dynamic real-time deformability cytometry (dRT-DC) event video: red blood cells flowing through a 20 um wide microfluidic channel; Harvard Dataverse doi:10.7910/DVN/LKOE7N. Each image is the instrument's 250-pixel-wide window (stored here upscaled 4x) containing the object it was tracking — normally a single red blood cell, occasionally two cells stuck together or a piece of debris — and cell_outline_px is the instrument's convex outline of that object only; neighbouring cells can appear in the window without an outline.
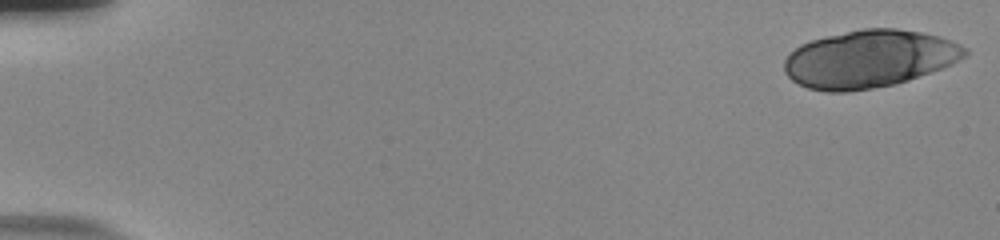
{"species": "human", "species_latin": "Homo sapiens", "temperature_condition": "room temperature", "stored_images_in_passage": 21, "camera_frame_rate_fps": 3000, "um_per_image_px": 0.085, "donor": {"sex": "male"}, "frame": {"image": 1, "passage_image": 1, "time_ms": 0.0, "image_size_px": [1000, 240], "cell_outline_px": [[968, 56], [952, 64], [932, 72], [908, 80], [892, 84], [872, 88], [848, 92], [824, 92], [808, 88], [792, 80], [784, 72], [784, 60], [800, 44], [812, 40], [860, 28], [896, 28], [920, 32], [940, 36], [952, 40], [968, 48]], "centroid_in_image_um": [73.92, 5.0], "position_along_channel_um": 11.1, "area_um2": 60.69}}
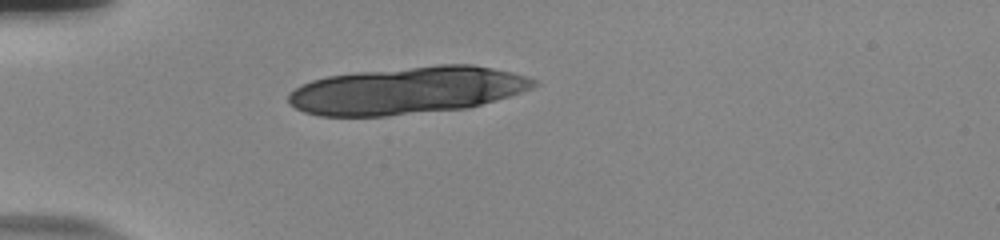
{"frame": {"image": 2, "passage_image": 16, "time_ms": 5.0, "image_size_px": [1000, 240], "cell_outline_px": [[540, 84], [532, 88], [496, 100], [468, 108], [384, 116], [320, 116], [304, 112], [288, 104], [288, 92], [312, 80], [328, 76], [356, 72], [440, 64], [472, 64], [512, 72], [528, 76], [536, 80]], "centroid_in_image_um": [34.61, 7.68], "position_along_channel_um": 50.4, "area_um2": 67.68}}